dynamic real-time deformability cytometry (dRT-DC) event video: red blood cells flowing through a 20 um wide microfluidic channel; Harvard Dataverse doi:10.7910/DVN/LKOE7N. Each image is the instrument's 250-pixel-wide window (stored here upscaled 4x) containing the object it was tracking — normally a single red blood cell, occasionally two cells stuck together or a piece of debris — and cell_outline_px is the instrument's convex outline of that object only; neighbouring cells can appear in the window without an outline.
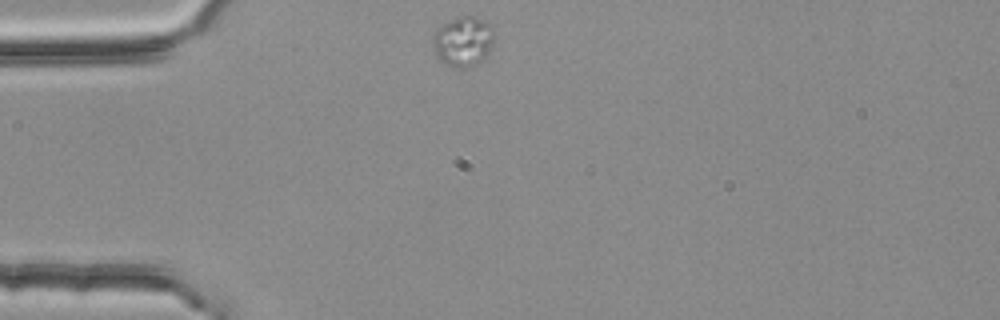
{"species": "common noctule bat (a hibernating species)", "species_latin": "Nyctalus noctula", "temperature_condition": "room temperature", "stored_images_in_passage": 1, "camera_frame_rate_fps": 3000, "um_per_image_px": 0.085, "animal": {"sex": "female", "body_mass_g": 25.1}, "frame": {"image": 1, "passage_image": 1, "time_ms": 0.0, "image_size_px": [1000, 320], "cell_outline_px": [[492, 40], [488, 52], [476, 64], [468, 68], [452, 68], [444, 64], [436, 56], [432, 44], [432, 36], [436, 28], [448, 20], [460, 16], [472, 16], [484, 20], [492, 28]], "centroid_in_image_um": [39.29, 3.52], "position_along_channel_um": 45.7, "area_um2": 17.86}}